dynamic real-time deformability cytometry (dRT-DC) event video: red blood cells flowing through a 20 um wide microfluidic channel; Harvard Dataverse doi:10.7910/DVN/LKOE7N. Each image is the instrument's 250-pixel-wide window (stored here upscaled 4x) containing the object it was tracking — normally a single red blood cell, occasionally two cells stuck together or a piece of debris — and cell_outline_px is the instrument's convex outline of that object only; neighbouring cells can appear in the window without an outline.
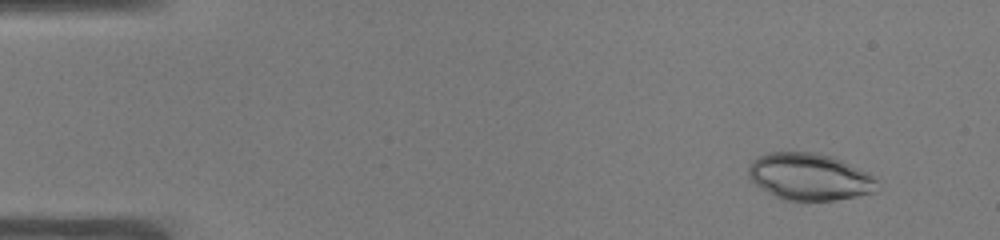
{"species": "common noctule bat (a hibernating species)", "species_latin": "Nyctalus noctula", "temperature_condition": "warm", "stored_images_in_passage": 51, "camera_frame_rate_fps": 3000, "um_per_image_px": 0.085, "animal": {"sex": "male", "body_mass_g": 19.0, "forearm_length_mm": 50.8}, "frame": {"image": 1, "passage_image": 4, "time_ms": 1.0, "image_size_px": [1000, 240], "cell_outline_px": [[876, 192], [836, 200], [784, 200], [768, 192], [748, 180], [748, 168], [752, 160], [768, 152], [816, 152], [832, 156], [872, 176], [876, 180]], "centroid_in_image_um": [68.75, 15.02], "position_along_channel_um": 16.3, "area_um2": 34.91}}
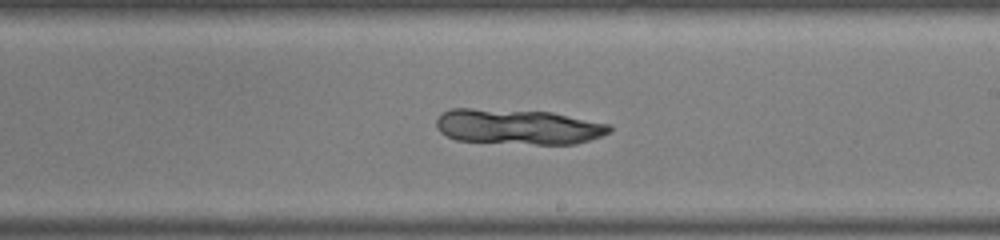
{"frame": {"image": 2, "passage_image": 30, "time_ms": 9.667, "image_size_px": [1000, 240], "cell_outline_px": [[612, 132], [576, 144], [536, 144], [456, 140], [440, 132], [436, 128], [436, 120], [444, 112], [452, 108], [472, 108], [552, 112], [608, 124], [612, 128]], "centroid_in_image_um": [44.03, 10.77], "position_along_channel_um": 245.0, "area_um2": 35.43}}
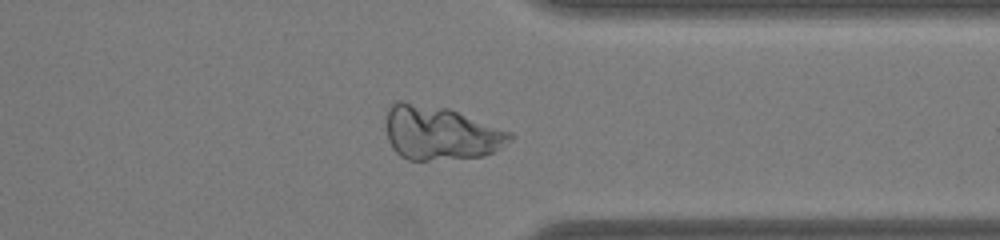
{"frame": {"image": 3, "passage_image": 40, "time_ms": 13.0, "image_size_px": [1000, 240], "cell_outline_px": [[516, 136], [512, 140], [492, 152], [484, 156], [428, 160], [408, 160], [400, 156], [392, 148], [388, 140], [388, 108], [396, 100], [404, 100], [448, 108], [512, 132]], "centroid_in_image_um": [37.44, 11.3], "position_along_channel_um": 374.0, "area_um2": 38.9}}